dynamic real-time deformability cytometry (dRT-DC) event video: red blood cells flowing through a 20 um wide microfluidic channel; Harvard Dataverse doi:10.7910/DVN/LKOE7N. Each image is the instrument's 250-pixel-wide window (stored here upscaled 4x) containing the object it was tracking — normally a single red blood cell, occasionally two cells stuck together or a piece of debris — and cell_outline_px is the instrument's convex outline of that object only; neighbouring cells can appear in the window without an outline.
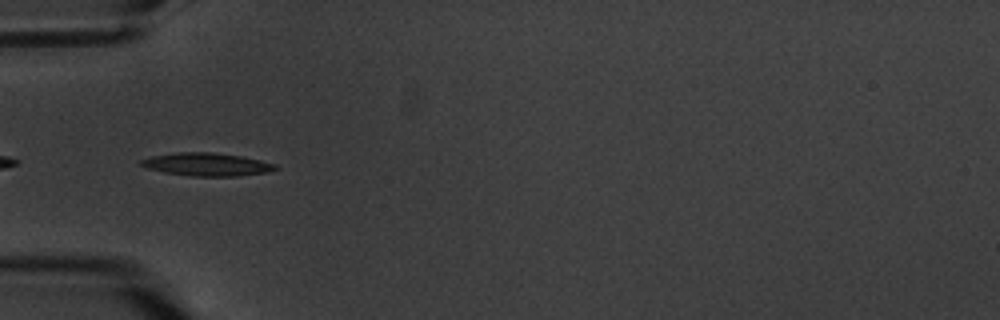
{"species": "common noctule bat (a hibernating species)", "species_latin": "Nyctalus noctula", "temperature_condition": "warm", "stored_images_in_passage": 12, "camera_frame_rate_fps": 3000, "um_per_image_px": 0.085, "animal": {"sex": "male", "body_mass_g": 20.1, "forearm_length_mm": 53.5}, "frame": {"image": 1, "passage_image": 7, "time_ms": 8.0, "image_size_px": [1000, 320], "cell_outline_px": [[280, 168], [268, 172], [236, 176], [192, 176], [164, 172], [148, 168], [140, 164], [140, 160], [148, 156], [176, 152], [212, 152], [240, 156], [260, 160], [276, 164]], "centroid_in_image_um": [17.57, 13.97], "position_along_channel_um": 67.4, "area_um2": 18.03}}